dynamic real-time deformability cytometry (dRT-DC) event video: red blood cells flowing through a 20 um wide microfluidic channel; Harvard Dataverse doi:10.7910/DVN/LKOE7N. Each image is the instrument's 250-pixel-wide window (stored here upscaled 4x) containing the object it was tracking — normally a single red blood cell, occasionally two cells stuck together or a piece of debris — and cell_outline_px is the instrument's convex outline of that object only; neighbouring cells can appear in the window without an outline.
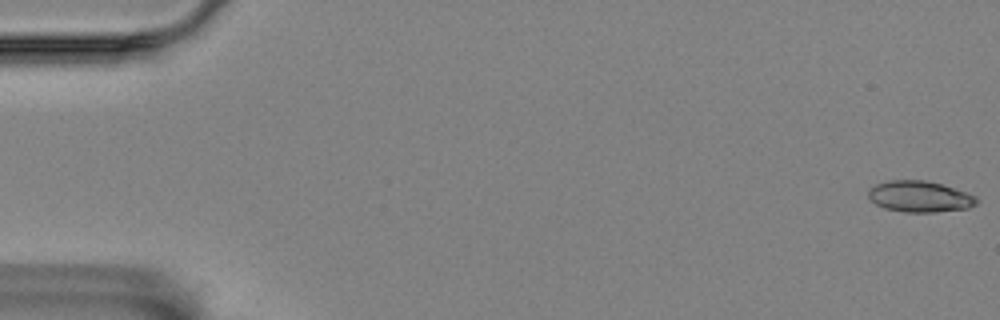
{"species": "Egyptian fruit bat (a non-hibernating species)", "species_latin": "Rousettus aegyptiacus", "temperature_condition": "room temperature", "stored_images_in_passage": 16, "camera_frame_rate_fps": 3000, "um_per_image_px": 0.085, "animal": {"sex": "female"}, "frame": {"image": 1, "passage_image": 1, "time_ms": 0.0, "image_size_px": [1000, 320], "cell_outline_px": [[980, 200], [976, 204], [968, 208], [932, 212], [904, 212], [884, 208], [876, 204], [868, 196], [868, 192], [876, 184], [888, 180], [924, 180], [940, 184], [976, 196]], "centroid_in_image_um": [78.17, 16.71], "position_along_channel_um": 6.8, "area_um2": 19.42}}